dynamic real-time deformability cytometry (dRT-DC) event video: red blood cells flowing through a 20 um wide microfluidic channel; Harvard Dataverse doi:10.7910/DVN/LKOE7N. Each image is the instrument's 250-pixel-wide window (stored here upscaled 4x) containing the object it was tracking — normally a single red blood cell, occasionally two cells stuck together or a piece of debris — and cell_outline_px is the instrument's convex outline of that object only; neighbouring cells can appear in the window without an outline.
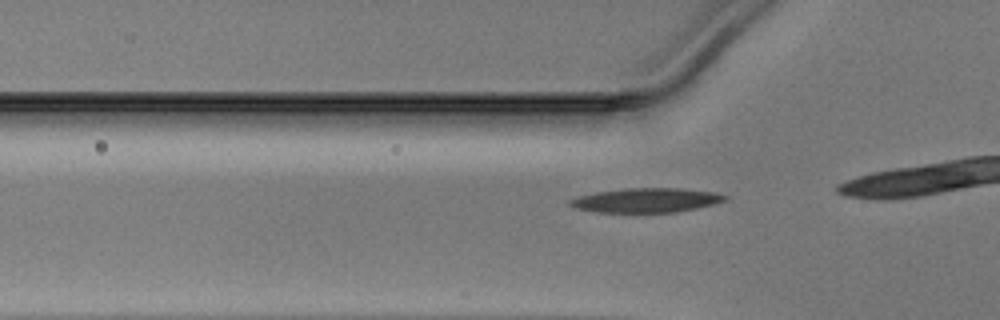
{"species": "Egyptian fruit bat (a non-hibernating species)", "species_latin": "Rousettus aegyptiacus", "temperature_condition": "warm", "stored_images_in_passage": 7, "camera_frame_rate_fps": 3000, "um_per_image_px": 0.085, "animal": {"sex": "male"}, "frame": {"image": 1, "passage_image": 4, "time_ms": 1.0, "image_size_px": [1000, 320], "cell_outline_px": [[728, 200], [696, 208], [676, 212], [596, 212], [576, 208], [568, 204], [568, 200], [580, 196], [596, 192], [628, 188], [680, 188], [712, 192], [728, 196]], "centroid_in_image_um": [54.93, 17.02], "position_along_channel_um": 70.9, "area_um2": 21.79}}